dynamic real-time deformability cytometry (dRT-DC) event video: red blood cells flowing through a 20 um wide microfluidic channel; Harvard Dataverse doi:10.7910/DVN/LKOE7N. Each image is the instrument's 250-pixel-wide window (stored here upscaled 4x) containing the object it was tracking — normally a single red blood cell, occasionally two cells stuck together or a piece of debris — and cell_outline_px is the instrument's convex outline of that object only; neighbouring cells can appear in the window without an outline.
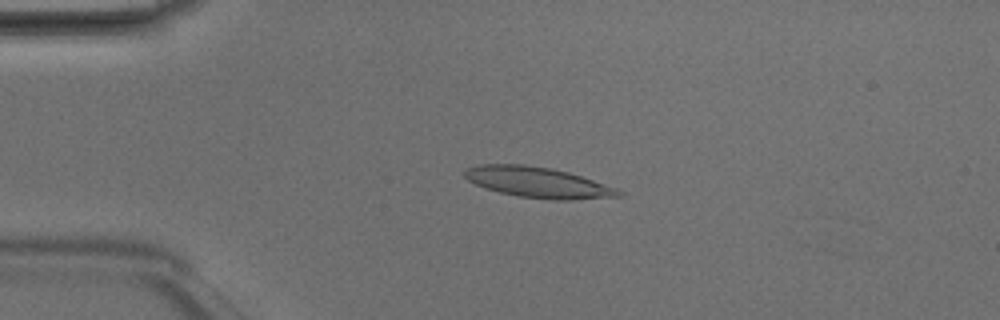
{"species": "Egyptian fruit bat (a non-hibernating species)", "species_latin": "Rousettus aegyptiacus", "temperature_condition": "room temperature", "stored_images_in_passage": 5, "camera_frame_rate_fps": 3000, "um_per_image_px": 0.085, "animal": {"sex": "male"}, "frame": {"image": 1, "passage_image": 3, "time_ms": 0.667, "image_size_px": [1000, 320], "cell_outline_px": [[624, 196], [572, 200], [552, 200], [516, 196], [484, 188], [468, 180], [464, 176], [464, 168], [480, 164], [524, 164], [552, 168], [568, 172], [616, 188], [624, 192]], "centroid_in_image_um": [45.71, 15.5], "position_along_channel_um": 39.3, "area_um2": 27.63}}